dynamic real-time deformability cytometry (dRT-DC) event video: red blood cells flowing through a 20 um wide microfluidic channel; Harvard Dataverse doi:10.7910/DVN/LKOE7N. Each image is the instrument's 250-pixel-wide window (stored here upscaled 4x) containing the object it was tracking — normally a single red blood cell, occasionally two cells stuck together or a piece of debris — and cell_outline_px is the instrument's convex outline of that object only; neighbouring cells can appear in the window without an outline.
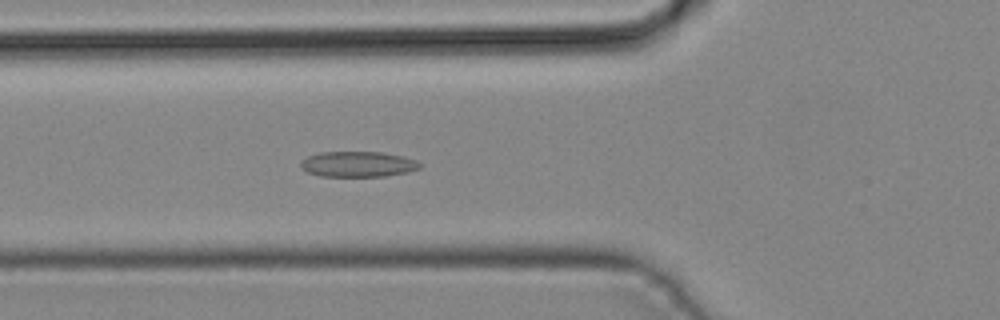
{"species": "common noctule bat (a hibernating species)", "species_latin": "Nyctalus noctula", "temperature_condition": "cold", "stored_images_in_passage": 39, "camera_frame_rate_fps": 3000, "um_per_image_px": 0.085, "animal": {"sex": "male", "body_mass_g": 19.2, "forearm_length_mm": 51.8}, "frame": {"image": 1, "passage_image": 10, "time_ms": 3.0, "image_size_px": [1000, 320], "cell_outline_px": [[424, 164], [420, 168], [408, 172], [384, 176], [320, 176], [308, 172], [300, 168], [300, 164], [308, 156], [320, 152], [380, 152], [404, 156], [416, 160]], "centroid_in_image_um": [30.46, 13.95], "position_along_channel_um": 95.3, "area_um2": 17.74}}
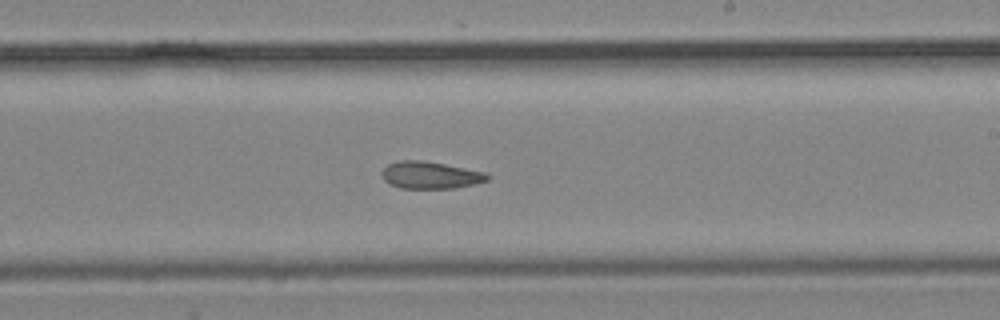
{"frame": {"image": 2, "passage_image": 20, "time_ms": 6.333, "image_size_px": [1000, 320], "cell_outline_px": [[492, 176], [488, 180], [476, 184], [456, 188], [400, 188], [384, 180], [380, 172], [388, 164], [400, 160], [420, 160], [444, 164], [484, 172]], "centroid_in_image_um": [36.59, 14.89], "position_along_channel_um": 252.4, "area_um2": 16.65}}
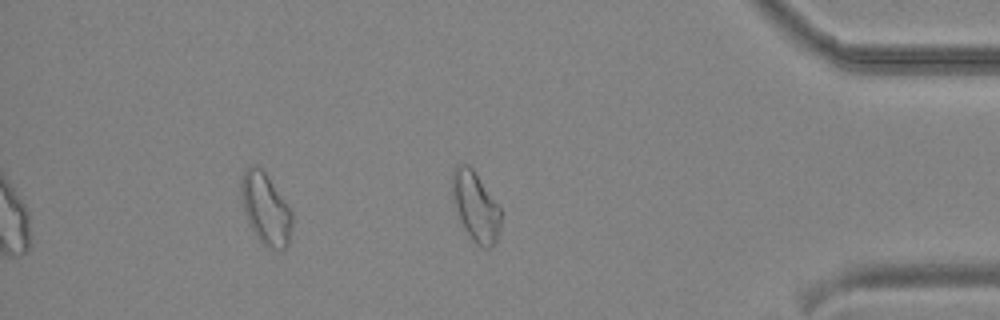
{"frame": {"image": 3, "passage_image": 31, "time_ms": 10.0, "image_size_px": [1000, 320], "cell_outline_px": [[500, 224], [496, 240], [488, 248], [484, 248], [476, 244], [472, 240], [464, 228], [452, 200], [452, 172], [456, 164], [468, 164], [472, 168], [500, 208]], "centroid_in_image_um": [40.39, 17.53], "position_along_channel_um": 394.8, "area_um2": 19.36}}